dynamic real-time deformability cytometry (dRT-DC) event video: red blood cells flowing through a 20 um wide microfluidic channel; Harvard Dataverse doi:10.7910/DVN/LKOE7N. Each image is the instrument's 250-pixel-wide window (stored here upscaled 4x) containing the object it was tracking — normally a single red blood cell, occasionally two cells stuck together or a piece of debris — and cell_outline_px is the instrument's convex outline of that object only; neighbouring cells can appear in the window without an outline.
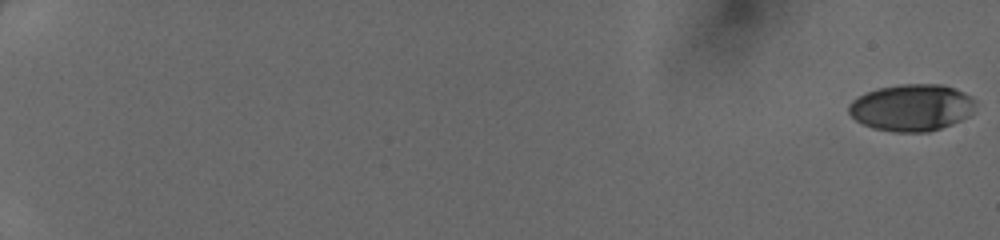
{"species": "human", "species_latin": "Homo sapiens", "temperature_condition": "cold", "stored_images_in_passage": 51, "camera_frame_rate_fps": 3000, "um_per_image_px": 0.085, "donor": {"sex": "female"}, "frame": {"image": 1, "passage_image": 1, "time_ms": 0.0, "image_size_px": [1000, 240], "cell_outline_px": [[976, 104], [972, 112], [968, 116], [952, 124], [928, 132], [892, 132], [872, 128], [856, 120], [848, 112], [848, 104], [852, 100], [868, 92], [880, 88], [900, 84], [940, 84], [956, 88], [972, 96], [976, 100]], "centroid_in_image_um": [77.51, 9.14], "position_along_channel_um": 7.5, "area_um2": 34.68}}
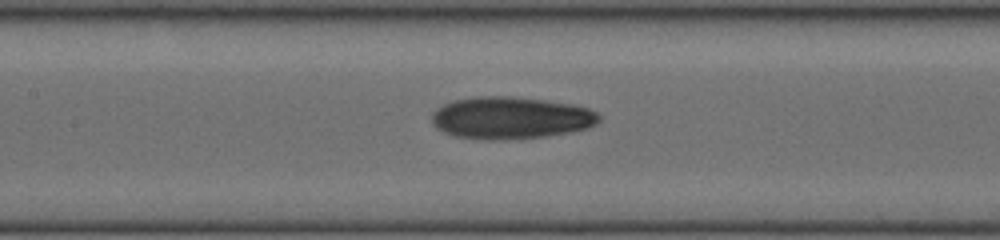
{"frame": {"image": 2, "passage_image": 28, "time_ms": 9.0, "image_size_px": [1000, 240], "cell_outline_px": [[600, 120], [596, 124], [588, 128], [572, 132], [544, 136], [504, 140], [484, 140], [456, 136], [444, 132], [436, 128], [432, 124], [432, 112], [436, 108], [444, 104], [456, 100], [472, 96], [512, 96], [544, 100], [572, 104], [588, 108], [596, 112], [600, 116]], "centroid_in_image_um": [43.4, 10.02], "position_along_channel_um": 164.0, "area_um2": 41.33}}
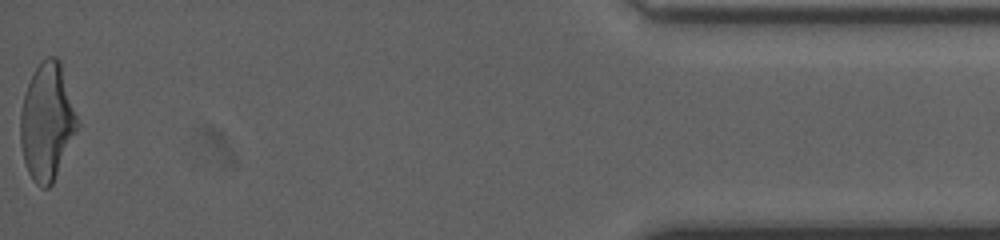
{"frame": {"image": 3, "passage_image": 51, "time_ms": 16.667, "image_size_px": [1000, 240], "cell_outline_px": [[80, 124], [52, 184], [48, 188], [40, 188], [32, 180], [28, 172], [24, 160], [20, 144], [20, 112], [24, 92], [36, 68], [48, 56], [56, 56], [60, 60]], "centroid_in_image_um": [3.99, 10.37], "position_along_channel_um": 431.2, "area_um2": 38.84}}